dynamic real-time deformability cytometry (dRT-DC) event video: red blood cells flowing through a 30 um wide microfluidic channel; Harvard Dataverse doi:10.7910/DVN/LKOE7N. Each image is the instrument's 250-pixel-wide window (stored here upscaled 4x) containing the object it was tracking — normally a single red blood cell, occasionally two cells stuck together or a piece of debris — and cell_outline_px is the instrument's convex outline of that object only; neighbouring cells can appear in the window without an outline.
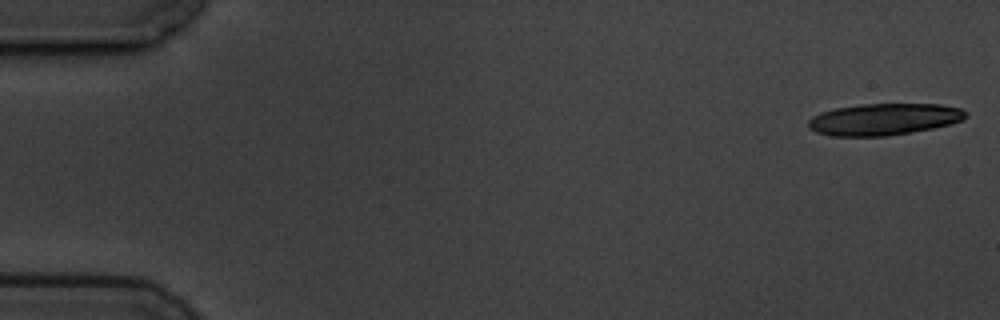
{"species": "common noctule bat (a hibernating species)", "species_latin": "Nyctalus noctula", "temperature_condition": "cold", "stored_images_in_passage": 5, "camera_frame_rate_fps": 3000, "um_per_image_px": 0.085, "animal": {"sex": "male", "body_mass_g": 19.5, "forearm_length_mm": 54.6}, "frame": {"image": 1, "passage_image": 1, "time_ms": 0.0, "image_size_px": [1000, 320], "cell_outline_px": [[968, 116], [964, 120], [932, 128], [884, 136], [832, 136], [816, 132], [808, 128], [808, 120], [812, 116], [820, 112], [836, 108], [864, 104], [940, 104], [960, 108], [968, 112]], "centroid_in_image_um": [75.12, 10.13], "position_along_channel_um": 9.9, "area_um2": 29.02}}